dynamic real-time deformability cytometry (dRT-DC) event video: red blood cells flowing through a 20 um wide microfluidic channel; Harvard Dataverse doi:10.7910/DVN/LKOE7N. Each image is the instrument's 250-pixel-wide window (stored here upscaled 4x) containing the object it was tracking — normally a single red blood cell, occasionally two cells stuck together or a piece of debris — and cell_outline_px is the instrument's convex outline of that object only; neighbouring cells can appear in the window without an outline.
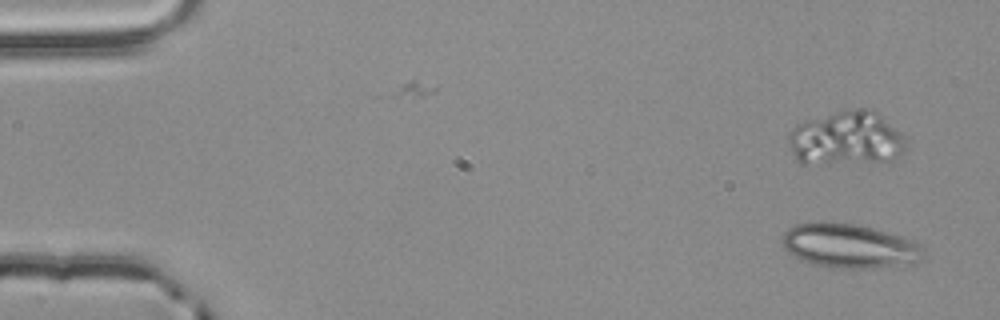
{"species": "common noctule bat (a hibernating species)", "species_latin": "Nyctalus noctula", "temperature_condition": "room temperature", "stored_images_in_passage": 3, "camera_frame_rate_fps": 3000, "um_per_image_px": 0.085, "animal": {"sex": "male", "body_mass_g": 20.4}, "frame": {"image": 1, "passage_image": 1, "time_ms": 0.0, "image_size_px": [1000, 320], "cell_outline_px": [[924, 260], [912, 264], [872, 268], [828, 268], [812, 264], [800, 260], [788, 252], [784, 248], [780, 240], [784, 232], [792, 224], [856, 224], [872, 228], [900, 236], [912, 240], [924, 252]], "centroid_in_image_um": [72.18, 20.95], "position_along_channel_um": 12.8, "area_um2": 36.13}}